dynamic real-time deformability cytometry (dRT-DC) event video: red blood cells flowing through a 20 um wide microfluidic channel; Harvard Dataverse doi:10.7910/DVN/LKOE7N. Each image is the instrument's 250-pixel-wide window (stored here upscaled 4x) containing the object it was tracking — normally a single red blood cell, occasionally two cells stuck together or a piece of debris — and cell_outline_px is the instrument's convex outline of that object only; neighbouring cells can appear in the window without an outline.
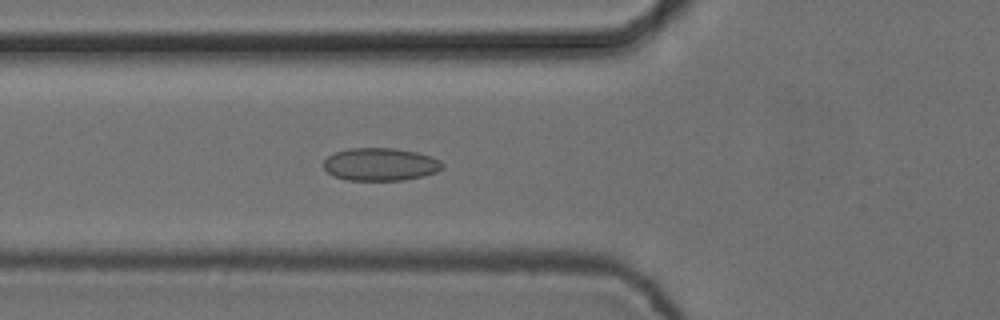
{"species": "common noctule bat (a hibernating species)", "species_latin": "Nyctalus noctula", "temperature_condition": "cold", "stored_images_in_passage": 33, "camera_frame_rate_fps": 3000, "um_per_image_px": 0.085, "animal": {"sex": "female", "body_mass_g": 24.6, "forearm_length_mm": 56.2}, "frame": {"image": 1, "passage_image": 19, "time_ms": 6.0, "image_size_px": [1000, 320], "cell_outline_px": [[444, 168], [436, 172], [424, 176], [404, 180], [348, 180], [332, 176], [324, 168], [324, 160], [328, 156], [336, 152], [348, 148], [396, 148], [416, 152], [432, 156], [440, 160], [444, 164]], "centroid_in_image_um": [32.36, 13.97], "position_along_channel_um": 93.4, "area_um2": 22.89}}
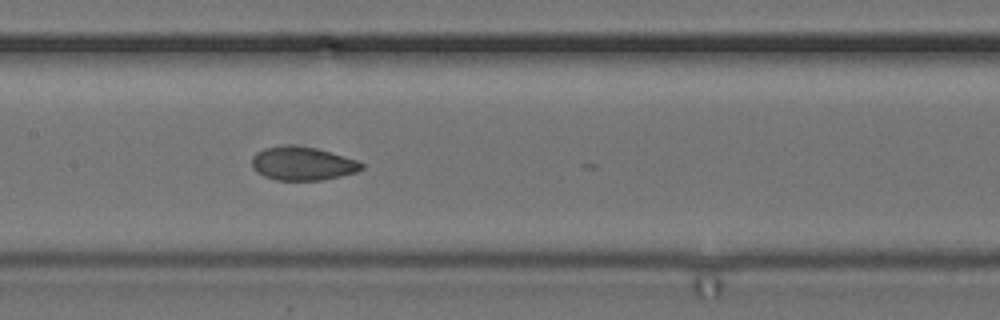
{"frame": {"image": 2, "passage_image": 26, "time_ms": 8.333, "image_size_px": [1000, 320], "cell_outline_px": [[364, 168], [356, 172], [340, 176], [320, 180], [276, 180], [264, 176], [256, 172], [252, 168], [252, 156], [256, 152], [264, 148], [288, 144], [292, 144], [316, 148], [344, 156], [356, 160], [364, 164]], "centroid_in_image_um": [25.68, 13.89], "position_along_channel_um": 181.7, "area_um2": 21.56}}
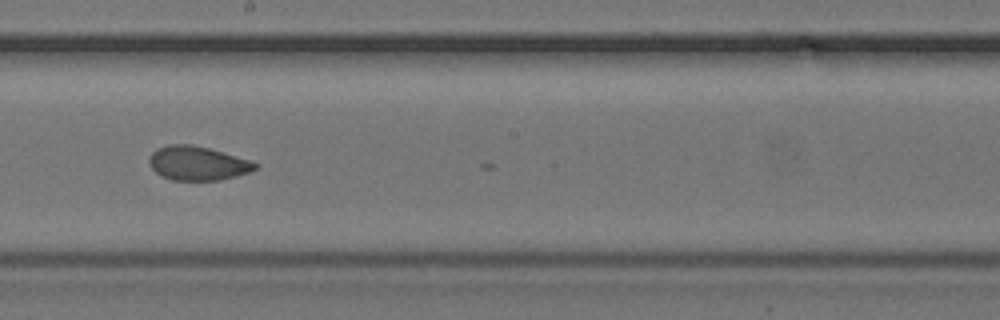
{"frame": {"image": 3, "passage_image": 30, "time_ms": 9.667, "image_size_px": [1000, 320], "cell_outline_px": [[260, 164], [256, 168], [248, 172], [236, 176], [220, 180], [172, 180], [160, 176], [148, 164], [148, 160], [152, 152], [156, 148], [168, 144], [192, 144], [208, 148], [252, 160]], "centroid_in_image_um": [16.78, 13.87], "position_along_channel_um": 231.4, "area_um2": 21.21}}